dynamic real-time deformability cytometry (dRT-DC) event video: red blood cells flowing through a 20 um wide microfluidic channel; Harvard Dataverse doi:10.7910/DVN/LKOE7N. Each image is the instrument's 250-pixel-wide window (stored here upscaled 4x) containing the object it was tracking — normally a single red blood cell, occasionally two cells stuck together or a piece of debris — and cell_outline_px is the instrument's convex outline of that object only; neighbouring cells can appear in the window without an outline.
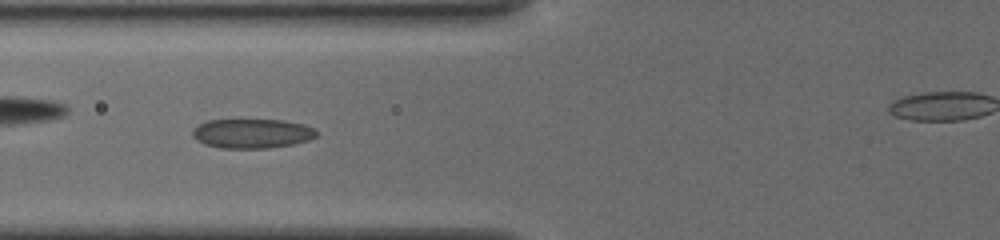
{"species": "common noctule bat (a hibernating species)", "species_latin": "Nyctalus noctula", "temperature_condition": "cold", "stored_images_in_passage": 5, "camera_frame_rate_fps": 3000, "um_per_image_px": 0.085, "animal": {"sex": "female", "body_mass_g": 19.5, "forearm_length_mm": 54.1}, "frame": {"image": 1, "passage_image": 2, "time_ms": 1.0, "image_size_px": [1000, 240], "cell_outline_px": [[320, 132], [316, 136], [308, 140], [292, 144], [268, 148], [220, 148], [204, 144], [196, 140], [192, 136], [192, 128], [208, 120], [284, 120], [304, 124], [316, 128]], "centroid_in_image_um": [21.44, 11.34], "position_along_channel_um": 104.4, "area_um2": 21.44}}